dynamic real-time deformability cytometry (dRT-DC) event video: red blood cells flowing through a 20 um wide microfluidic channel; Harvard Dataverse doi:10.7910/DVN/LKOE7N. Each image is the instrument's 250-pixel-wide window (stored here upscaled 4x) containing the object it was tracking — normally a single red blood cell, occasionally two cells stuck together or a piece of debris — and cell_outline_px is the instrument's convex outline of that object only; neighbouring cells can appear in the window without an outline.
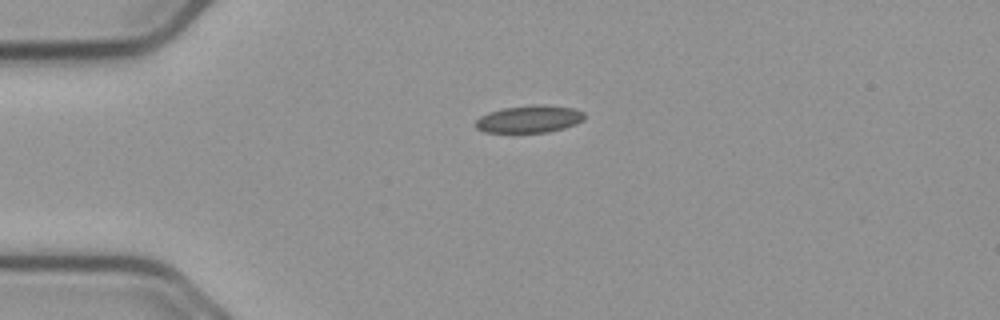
{"species": "common noctule bat (a hibernating species)", "species_latin": "Nyctalus noctula", "temperature_condition": "cold", "stored_images_in_passage": 43, "camera_frame_rate_fps": 3000, "um_per_image_px": 0.085, "animal": {"sex": "male", "body_mass_g": 23.1, "forearm_length_mm": 52.7}, "frame": {"image": 1, "passage_image": 1, "time_ms": 0.0, "image_size_px": [1000, 320], "cell_outline_px": [[584, 120], [576, 124], [564, 128], [548, 132], [484, 132], [476, 128], [472, 124], [480, 116], [488, 112], [504, 108], [572, 108], [584, 112]], "centroid_in_image_um": [44.91, 10.19], "position_along_channel_um": 40.1, "area_um2": 16.36}}
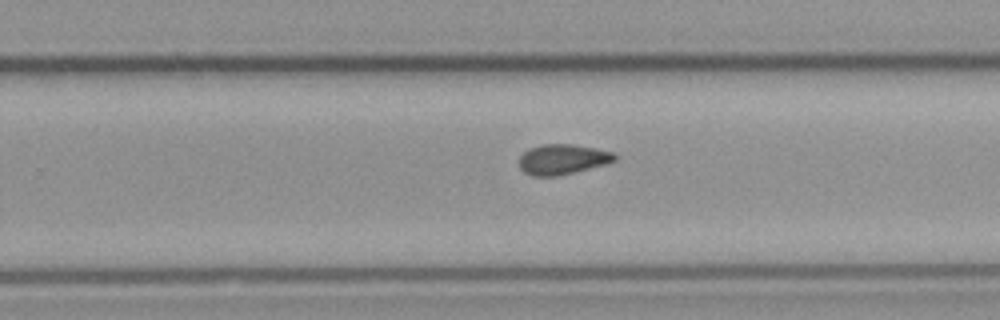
{"frame": {"image": 2, "passage_image": 23, "time_ms": 7.333, "image_size_px": [1000, 320], "cell_outline_px": [[616, 160], [604, 164], [556, 176], [532, 176], [524, 172], [520, 168], [520, 156], [528, 148], [544, 144], [572, 144], [612, 152], [616, 156]], "centroid_in_image_um": [47.76, 13.54], "position_along_channel_um": 282.0, "area_um2": 16.47}}
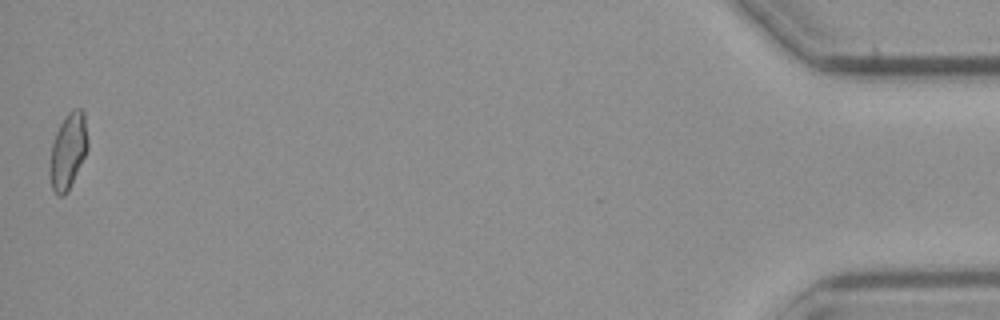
{"frame": {"image": 3, "passage_image": 43, "time_ms": 14.0, "image_size_px": [1000, 320], "cell_outline_px": [[88, 148], [68, 192], [64, 196], [60, 196], [52, 188], [52, 144], [56, 132], [60, 124], [68, 112], [72, 108], [80, 108], [84, 112], [88, 140]], "centroid_in_image_um": [5.84, 12.77], "position_along_channel_um": 429.4, "area_um2": 16.18}, "authors_computed_cell_mechanics": {"area_um2": 16.3574, "velocity_mm_per_s": 3.6909, "shape_relaxation_time_tau1_ms": null, "shape_relaxation_time_tau2_ms": 3.65, "deformation_change_tau1": null, "deformation_change_tau2": 0.0914}}